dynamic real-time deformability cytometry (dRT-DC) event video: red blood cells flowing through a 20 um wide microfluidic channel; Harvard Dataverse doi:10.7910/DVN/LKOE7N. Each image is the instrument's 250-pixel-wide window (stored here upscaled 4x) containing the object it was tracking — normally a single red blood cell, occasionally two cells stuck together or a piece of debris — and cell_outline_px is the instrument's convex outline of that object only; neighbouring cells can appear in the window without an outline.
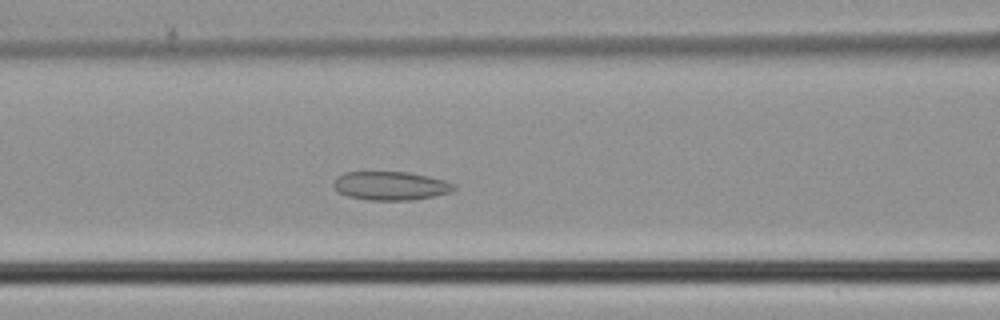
{"species": "common noctule bat (a hibernating species)", "species_latin": "Nyctalus noctula", "temperature_condition": "cold", "stored_images_in_passage": 35, "camera_frame_rate_fps": 3000, "um_per_image_px": 0.085, "animal": {"sex": "male", "body_mass_g": 21.5, "forearm_length_mm": 52.0}, "frame": {"image": 1, "passage_image": 13, "time_ms": 4.0, "image_size_px": [1000, 320], "cell_outline_px": [[456, 188], [452, 192], [412, 200], [368, 200], [348, 196], [340, 192], [332, 184], [332, 180], [336, 176], [344, 172], [408, 172], [428, 176], [444, 180], [456, 184]], "centroid_in_image_um": [33.2, 15.78], "position_along_channel_um": 133.4, "area_um2": 20.17}}
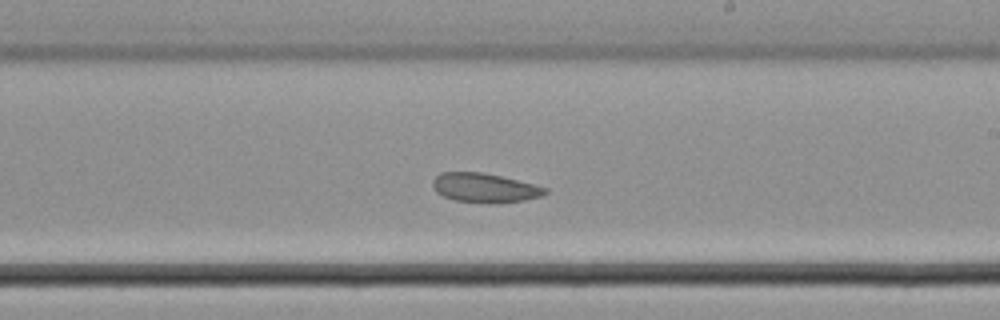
{"frame": {"image": 2, "passage_image": 21, "time_ms": 6.667, "image_size_px": [1000, 320], "cell_outline_px": [[548, 192], [540, 196], [524, 200], [496, 204], [488, 204], [456, 200], [444, 196], [436, 192], [432, 184], [432, 180], [440, 172], [484, 172], [548, 188]], "centroid_in_image_um": [41.18, 15.97], "position_along_channel_um": 247.8, "area_um2": 19.19}}
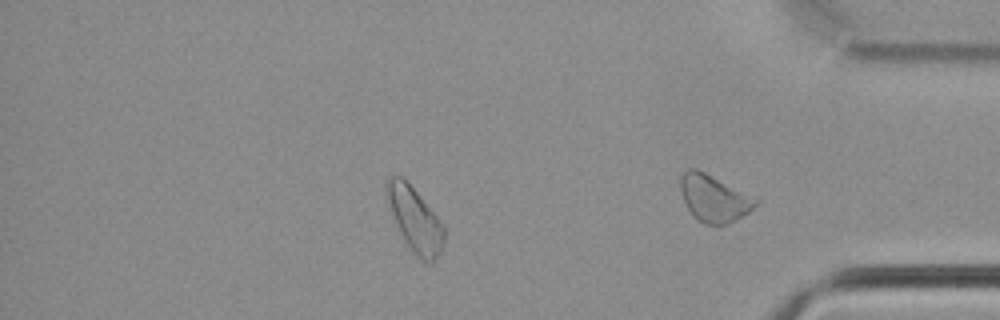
{"frame": {"image": 3, "passage_image": 30, "time_ms": 9.667, "image_size_px": [1000, 320], "cell_outline_px": [[444, 240], [440, 252], [432, 264], [428, 264], [416, 256], [412, 252], [404, 240], [396, 224], [384, 192], [388, 180], [392, 176], [400, 176], [416, 192], [444, 224]], "centroid_in_image_um": [35.28, 18.71], "position_along_channel_um": 399.9, "area_um2": 21.15}}